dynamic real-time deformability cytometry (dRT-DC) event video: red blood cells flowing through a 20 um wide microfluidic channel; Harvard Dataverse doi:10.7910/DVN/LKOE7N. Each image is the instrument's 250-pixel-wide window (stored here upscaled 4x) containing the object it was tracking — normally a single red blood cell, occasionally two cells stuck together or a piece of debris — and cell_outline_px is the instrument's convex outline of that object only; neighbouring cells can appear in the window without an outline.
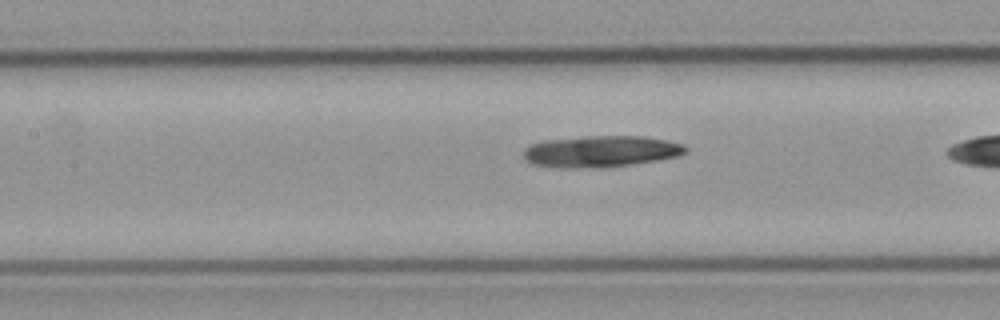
{"species": "common noctule bat (a hibernating species)", "species_latin": "Nyctalus noctula", "temperature_condition": "cold", "stored_images_in_passage": 18, "camera_frame_rate_fps": 3000, "um_per_image_px": 0.085, "animal": {"sex": "male", "body_mass_g": 23.1, "forearm_length_mm": 52.7}, "frame": {"image": 1, "passage_image": 16, "time_ms": 5.0, "image_size_px": [1000, 320], "cell_outline_px": [[688, 152], [680, 156], [632, 164], [604, 168], [556, 168], [532, 164], [524, 156], [524, 148], [532, 144], [544, 140], [584, 136], [644, 136], [668, 140], [684, 144], [688, 148]], "centroid_in_image_um": [51.11, 12.87], "position_along_channel_um": 156.3, "area_um2": 30.11}}